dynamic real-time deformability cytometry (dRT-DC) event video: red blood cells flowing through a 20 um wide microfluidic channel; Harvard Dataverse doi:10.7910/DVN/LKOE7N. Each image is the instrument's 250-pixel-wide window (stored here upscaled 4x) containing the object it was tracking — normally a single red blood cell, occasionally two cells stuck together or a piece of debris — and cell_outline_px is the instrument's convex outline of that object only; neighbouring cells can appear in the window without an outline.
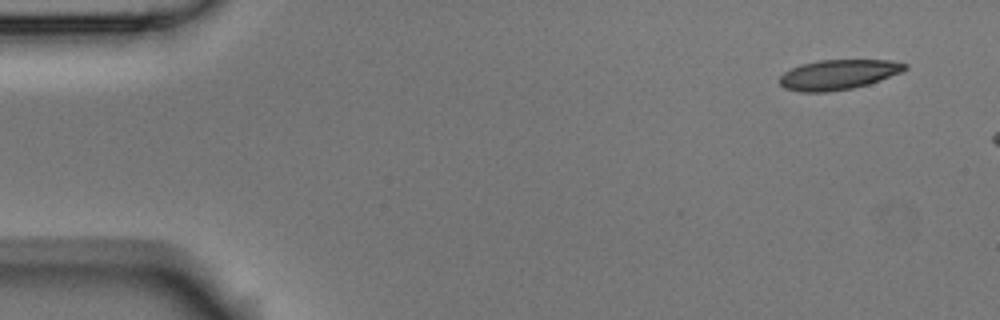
{"species": "Egyptian fruit bat (a non-hibernating species)", "species_latin": "Rousettus aegyptiacus", "temperature_condition": "room temperature", "stored_images_in_passage": 3, "camera_frame_rate_fps": 3000, "um_per_image_px": 0.085, "animal": {"sex": "male"}, "frame": {"image": 1, "passage_image": 1, "time_ms": 0.0, "image_size_px": [1000, 320], "cell_outline_px": [[908, 68], [900, 72], [880, 80], [868, 84], [852, 88], [828, 92], [800, 92], [784, 88], [780, 84], [780, 76], [784, 72], [800, 64], [820, 60], [892, 60], [908, 64]], "centroid_in_image_um": [71.24, 6.34], "position_along_channel_um": 13.8, "area_um2": 21.85}}